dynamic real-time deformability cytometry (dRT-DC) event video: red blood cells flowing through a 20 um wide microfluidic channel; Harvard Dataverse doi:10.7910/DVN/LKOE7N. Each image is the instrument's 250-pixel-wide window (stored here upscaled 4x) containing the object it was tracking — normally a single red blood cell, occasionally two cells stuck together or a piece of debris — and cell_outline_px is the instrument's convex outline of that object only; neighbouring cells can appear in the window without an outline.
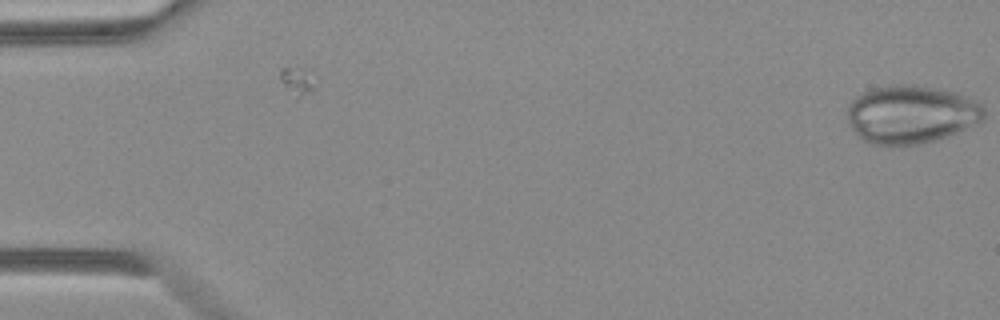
{"species": "Egyptian fruit bat (a non-hibernating species)", "species_latin": "Rousettus aegyptiacus", "temperature_condition": "warm", "stored_images_in_passage": 2, "camera_frame_rate_fps": 3000, "um_per_image_px": 0.085, "animal": {"sex": "female"}, "frame": {"image": 1, "passage_image": 1, "time_ms": 0.0, "image_size_px": [1000, 320], "cell_outline_px": [[984, 120], [948, 136], [916, 144], [868, 144], [852, 128], [848, 120], [848, 104], [856, 96], [872, 88], [892, 84], [912, 84], [956, 92], [968, 96], [980, 104], [984, 108]], "centroid_in_image_um": [77.45, 9.69], "position_along_channel_um": 7.6, "area_um2": 46.07}}